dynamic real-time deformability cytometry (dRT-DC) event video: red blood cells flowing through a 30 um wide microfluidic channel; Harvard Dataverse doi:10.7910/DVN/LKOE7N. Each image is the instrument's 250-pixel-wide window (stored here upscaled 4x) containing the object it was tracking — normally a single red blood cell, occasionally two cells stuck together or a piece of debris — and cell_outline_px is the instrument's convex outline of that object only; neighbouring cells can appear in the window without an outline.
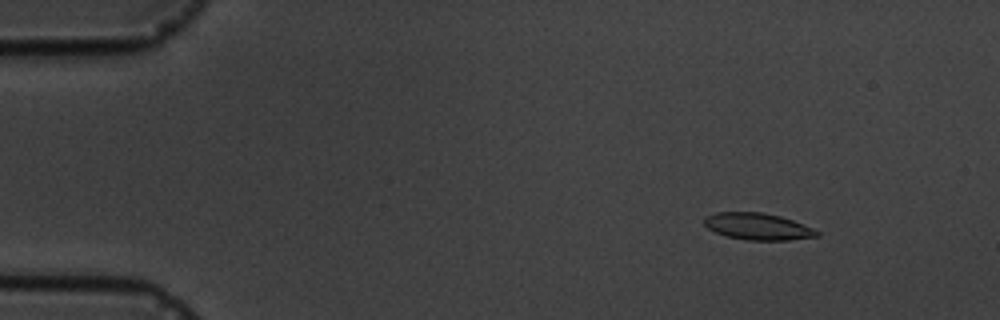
{"species": "common noctule bat (a hibernating species)", "species_latin": "Nyctalus noctula", "temperature_condition": "cold", "stored_images_in_passage": 5, "camera_frame_rate_fps": 3000, "um_per_image_px": 0.085, "animal": {"sex": "male", "body_mass_g": 19.5, "forearm_length_mm": 54.6}, "frame": {"image": 1, "passage_image": 2, "time_ms": 1.333, "image_size_px": [1000, 320], "cell_outline_px": [[820, 236], [788, 240], [748, 240], [728, 236], [716, 232], [708, 228], [704, 224], [704, 216], [716, 212], [764, 212], [780, 216], [792, 220], [812, 228], [820, 232]], "centroid_in_image_um": [64.41, 19.24], "position_along_channel_um": 20.6, "area_um2": 17.51}}
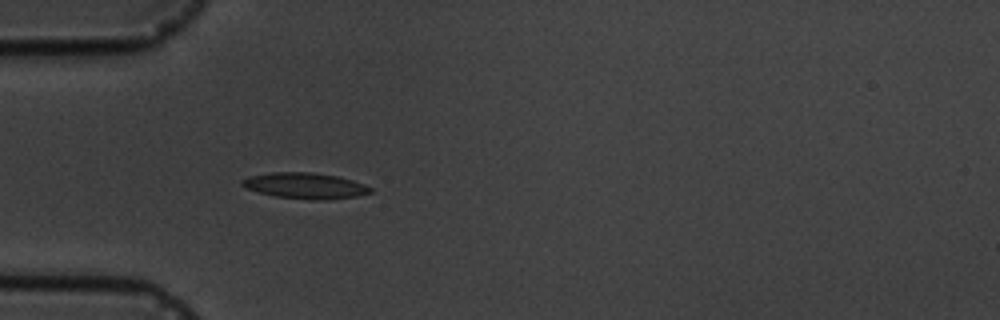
{"frame": {"image": 2, "passage_image": 5, "time_ms": 4.667, "image_size_px": [1000, 320], "cell_outline_px": [[372, 192], [356, 196], [328, 200], [312, 200], [276, 196], [244, 188], [240, 184], [240, 180], [248, 176], [272, 172], [312, 172], [336, 176], [352, 180], [364, 184], [372, 188]], "centroid_in_image_um": [25.91, 15.78], "position_along_channel_um": 59.1, "area_um2": 19.42}}